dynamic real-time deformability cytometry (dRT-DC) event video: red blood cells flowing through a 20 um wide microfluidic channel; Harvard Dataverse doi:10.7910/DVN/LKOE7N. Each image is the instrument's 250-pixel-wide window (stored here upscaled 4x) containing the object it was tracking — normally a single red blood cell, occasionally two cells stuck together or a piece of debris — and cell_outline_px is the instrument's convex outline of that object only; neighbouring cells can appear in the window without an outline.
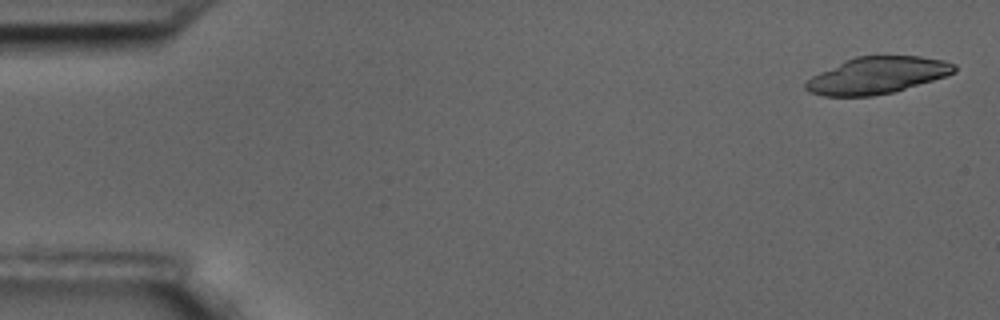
{"species": "common noctule bat (a hibernating species)", "species_latin": "Nyctalus noctula", "temperature_condition": "room temperature", "stored_images_in_passage": 44, "camera_frame_rate_fps": 3000, "um_per_image_px": 0.085, "animal": {"sex": "male", "body_mass_g": 17.5, "forearm_length_mm": 52.3}, "frame": {"image": 1, "passage_image": 2, "time_ms": 0.333, "image_size_px": [1000, 320], "cell_outline_px": [[956, 72], [948, 76], [892, 92], [872, 96], [824, 96], [808, 92], [804, 88], [804, 84], [812, 76], [844, 60], [856, 56], [920, 56], [944, 60], [956, 64]], "centroid_in_image_um": [74.57, 6.4], "position_along_channel_um": 10.4, "area_um2": 31.91}}